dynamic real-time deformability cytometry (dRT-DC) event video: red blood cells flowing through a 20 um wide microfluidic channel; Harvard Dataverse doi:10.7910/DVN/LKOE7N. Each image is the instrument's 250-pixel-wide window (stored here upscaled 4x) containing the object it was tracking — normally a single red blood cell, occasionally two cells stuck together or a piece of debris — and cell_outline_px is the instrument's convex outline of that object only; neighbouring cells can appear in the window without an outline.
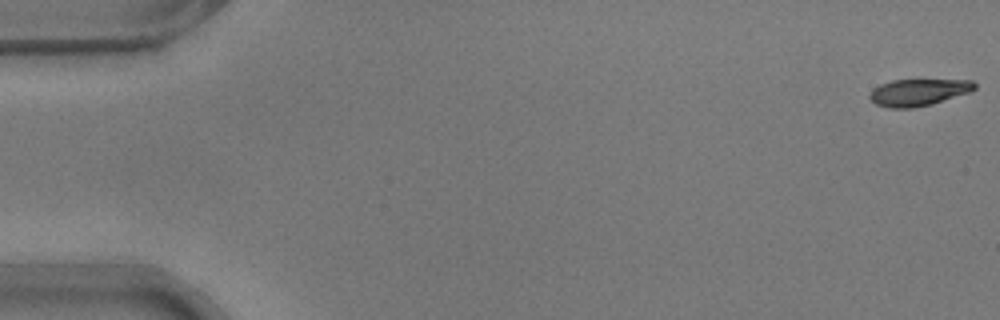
{"species": "common noctule bat (a hibernating species)", "species_latin": "Nyctalus noctula", "temperature_condition": "warm", "stored_images_in_passage": 9, "camera_frame_rate_fps": 3000, "um_per_image_px": 0.085, "animal": {"sex": "male", "body_mass_g": 17.9}, "frame": {"image": 1, "passage_image": 1, "time_ms": 0.0, "image_size_px": [1000, 320], "cell_outline_px": [[976, 88], [972, 92], [932, 104], [912, 108], [888, 108], [876, 104], [868, 96], [872, 88], [880, 84], [892, 80], [972, 80], [976, 84]], "centroid_in_image_um": [78.07, 7.85], "position_along_channel_um": 6.9, "area_um2": 16.59}}